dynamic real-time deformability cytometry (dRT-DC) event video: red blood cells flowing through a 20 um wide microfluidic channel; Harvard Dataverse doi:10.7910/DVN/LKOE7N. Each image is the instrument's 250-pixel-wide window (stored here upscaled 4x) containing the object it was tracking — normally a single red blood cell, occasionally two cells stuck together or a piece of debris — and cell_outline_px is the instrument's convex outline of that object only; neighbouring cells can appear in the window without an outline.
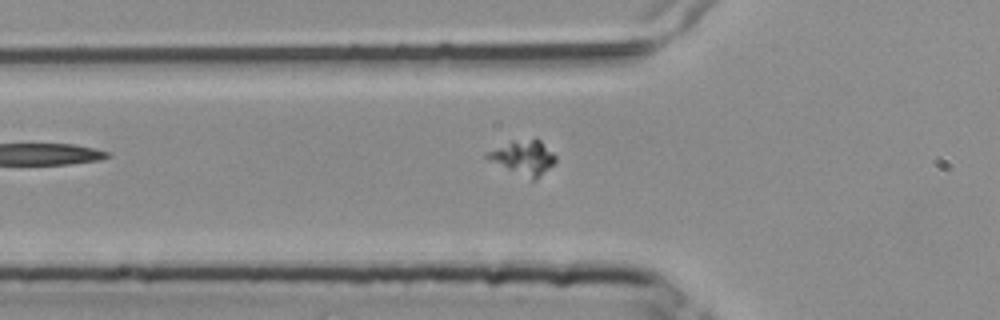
{"species": "common noctule bat (a hibernating species)", "species_latin": "Nyctalus noctula", "temperature_condition": "room temperature", "stored_images_in_passage": 5, "camera_frame_rate_fps": 3000, "um_per_image_px": 0.085, "animal": {"sex": "female", "body_mass_g": 25.1}, "frame": {"image": 1, "passage_image": 5, "time_ms": 1.333, "image_size_px": [1000, 320], "cell_outline_px": [[556, 160], [536, 180], [532, 180], [484, 156], [484, 152], [512, 140], [540, 140], [556, 156]], "centroid_in_image_um": [44.49, 13.36], "position_along_channel_um": 81.3, "area_um2": 13.06}}